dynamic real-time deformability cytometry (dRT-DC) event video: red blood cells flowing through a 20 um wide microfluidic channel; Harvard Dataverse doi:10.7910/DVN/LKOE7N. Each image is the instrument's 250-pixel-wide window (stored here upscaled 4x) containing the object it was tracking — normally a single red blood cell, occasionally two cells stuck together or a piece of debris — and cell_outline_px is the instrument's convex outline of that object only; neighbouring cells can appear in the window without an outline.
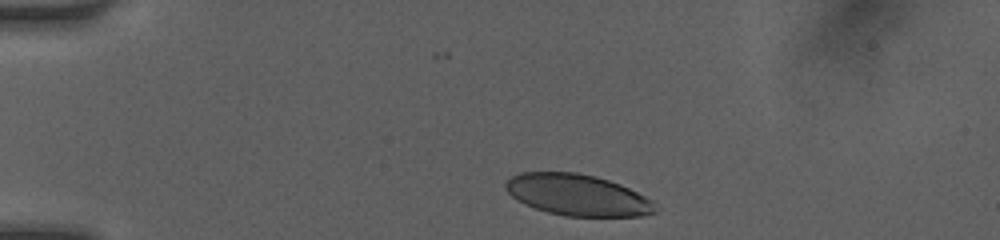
{"species": "human", "species_latin": "Homo sapiens", "temperature_condition": "room temperature", "stored_images_in_passage": 27, "camera_frame_rate_fps": 3000, "um_per_image_px": 0.085, "donor": {"sex": "female"}, "frame": {"image": 1, "passage_image": 2, "time_ms": 0.333, "image_size_px": [1000, 240], "cell_outline_px": [[660, 208], [656, 212], [644, 216], [568, 216], [548, 212], [524, 204], [512, 196], [504, 188], [504, 184], [512, 176], [520, 172], [576, 172], [596, 176], [620, 184], [652, 200]], "centroid_in_image_um": [49.11, 16.57], "position_along_channel_um": 35.9, "area_um2": 36.07}}
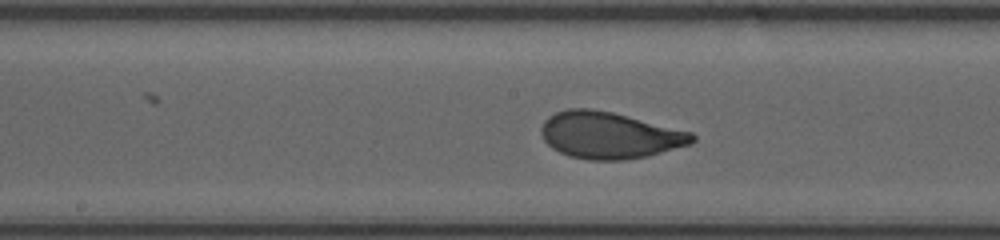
{"frame": {"image": 2, "passage_image": 16, "time_ms": 5.667, "image_size_px": [1000, 240], "cell_outline_px": [[696, 140], [692, 144], [648, 156], [624, 160], [588, 160], [568, 156], [552, 148], [544, 140], [540, 132], [540, 128], [544, 120], [548, 116], [556, 112], [568, 108], [592, 108], [612, 112], [692, 132], [696, 136]], "centroid_in_image_um": [51.79, 11.5], "position_along_channel_um": 196.4, "area_um2": 41.33}}
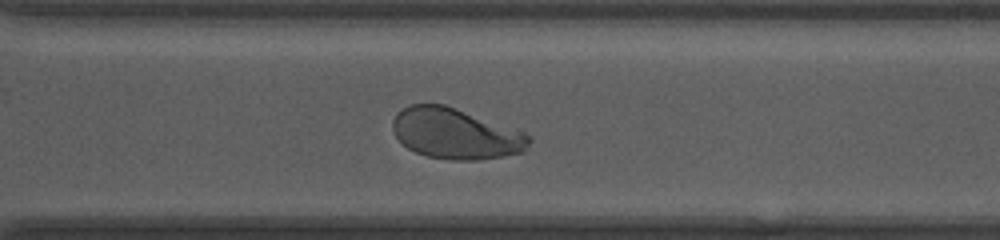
{"frame": {"image": 3, "passage_image": 26, "time_ms": 9.0, "image_size_px": [1000, 240], "cell_outline_px": [[532, 140], [524, 152], [476, 160], [452, 160], [428, 156], [416, 152], [408, 148], [392, 132], [392, 120], [396, 112], [408, 104], [444, 104], [524, 132]], "centroid_in_image_um": [38.68, 11.35], "position_along_channel_um": 331.9, "area_um2": 40.06}}